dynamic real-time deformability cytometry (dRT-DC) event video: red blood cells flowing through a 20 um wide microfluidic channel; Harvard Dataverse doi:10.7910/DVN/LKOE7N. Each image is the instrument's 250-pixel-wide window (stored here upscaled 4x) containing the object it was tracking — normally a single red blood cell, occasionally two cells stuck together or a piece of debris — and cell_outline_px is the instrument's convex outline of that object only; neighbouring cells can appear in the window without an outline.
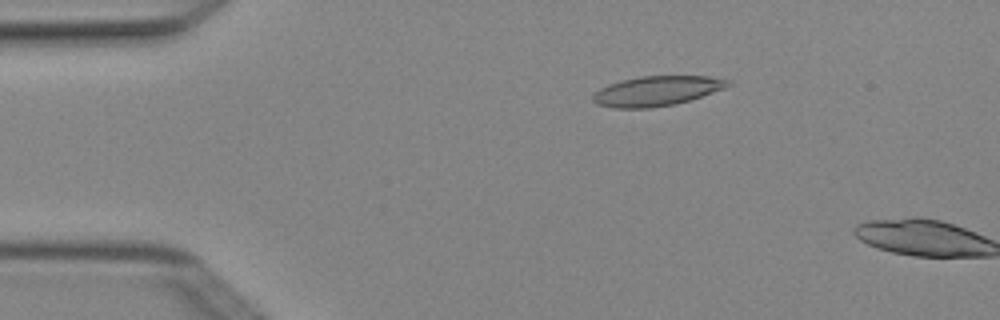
{"species": "Egyptian fruit bat (a non-hibernating species)", "species_latin": "Rousettus aegyptiacus", "temperature_condition": "cold", "stored_images_in_passage": 4, "camera_frame_rate_fps": 3000, "um_per_image_px": 0.085, "animal": {"sex": "female"}, "frame": {"image": 1, "passage_image": 3, "time_ms": 0.667, "image_size_px": [1000, 320], "cell_outline_px": [[732, 84], [724, 88], [676, 104], [652, 108], [612, 108], [596, 104], [592, 100], [592, 96], [600, 88], [608, 84], [640, 76], [708, 76], [728, 80]], "centroid_in_image_um": [55.78, 7.74], "position_along_channel_um": 29.2, "area_um2": 23.29}}